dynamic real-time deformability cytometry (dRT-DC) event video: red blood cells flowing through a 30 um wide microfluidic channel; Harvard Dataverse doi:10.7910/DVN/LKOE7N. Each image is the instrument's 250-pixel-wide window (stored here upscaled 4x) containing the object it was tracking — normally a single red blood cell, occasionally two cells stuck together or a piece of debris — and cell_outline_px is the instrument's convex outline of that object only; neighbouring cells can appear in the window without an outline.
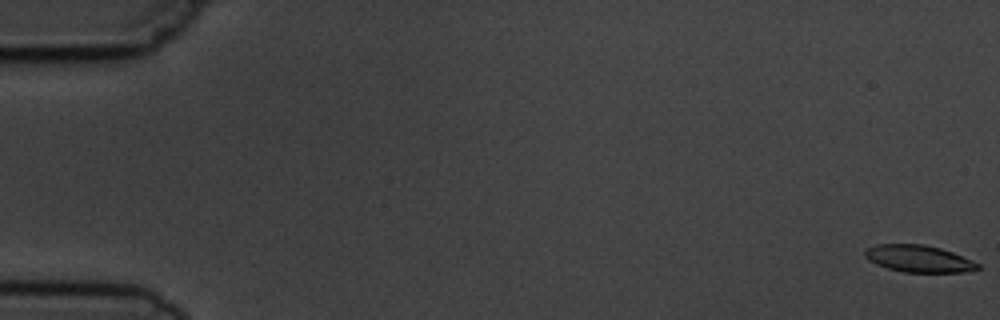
{"species": "common noctule bat (a hibernating species)", "species_latin": "Nyctalus noctula", "temperature_condition": "cold", "stored_images_in_passage": 5, "segment_of_instrument_passage": [1, 2], "camera_frame_rate_fps": 3000, "um_per_image_px": 0.085, "animal": {"sex": "male", "body_mass_g": 19.5, "forearm_length_mm": 54.6}, "frame": {"image": 1, "passage_image": 1, "time_ms": 0.0, "image_size_px": [1000, 320], "cell_outline_px": [[984, 268], [964, 272], [904, 272], [888, 268], [876, 264], [868, 260], [864, 256], [864, 248], [876, 244], [924, 244], [940, 248], [952, 252], [972, 260], [980, 264]], "centroid_in_image_um": [78.08, 21.98], "position_along_channel_um": 6.9, "area_um2": 17.92}}
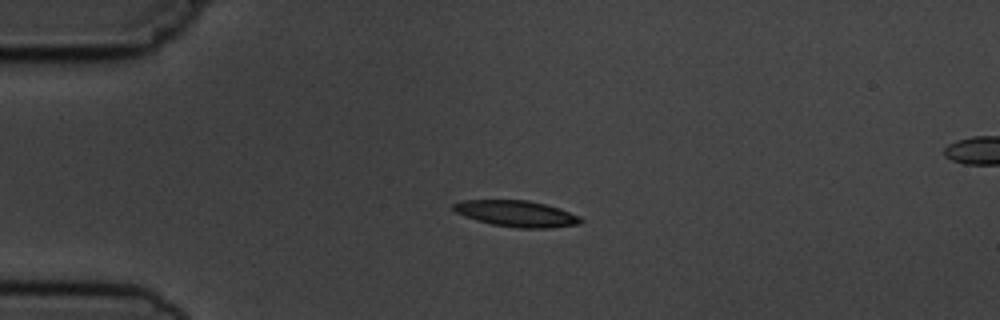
{"frame": {"image": 2, "passage_image": 4, "time_ms": 4.333, "image_size_px": [1000, 320], "cell_outline_px": [[584, 220], [580, 224], [552, 228], [516, 228], [492, 224], [476, 220], [464, 216], [456, 212], [452, 208], [452, 204], [460, 200], [528, 200], [560, 208], [580, 216]], "centroid_in_image_um": [43.91, 18.16], "position_along_channel_um": 41.1, "area_um2": 19.59}}